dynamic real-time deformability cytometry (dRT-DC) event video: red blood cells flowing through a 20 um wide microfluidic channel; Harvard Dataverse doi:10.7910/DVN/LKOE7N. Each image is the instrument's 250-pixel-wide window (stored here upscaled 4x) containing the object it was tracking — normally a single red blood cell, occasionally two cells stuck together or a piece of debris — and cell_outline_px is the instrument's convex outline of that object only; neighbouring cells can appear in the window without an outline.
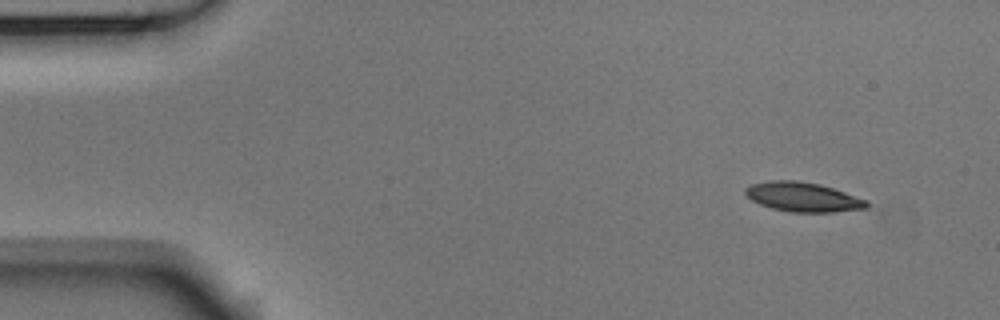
{"species": "Egyptian fruit bat (a non-hibernating species)", "species_latin": "Rousettus aegyptiacus", "temperature_condition": "room temperature", "stored_images_in_passage": 50, "camera_frame_rate_fps": 3000, "um_per_image_px": 0.085, "animal": {"sex": "male"}, "frame": {"image": 1, "passage_image": 1, "time_ms": 0.0, "image_size_px": [1000, 320], "cell_outline_px": [[868, 208], [832, 212], [792, 212], [772, 208], [760, 204], [752, 200], [744, 192], [744, 188], [752, 184], [768, 180], [796, 180], [820, 184], [868, 200]], "centroid_in_image_um": [68.24, 16.74], "position_along_channel_um": 16.8, "area_um2": 20.75}}
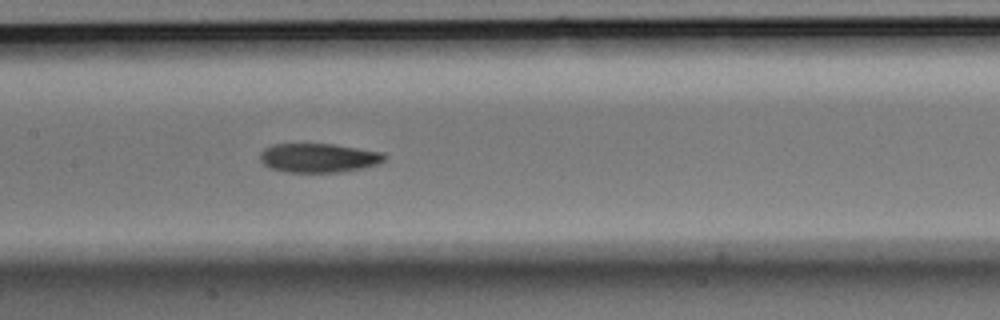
{"frame": {"image": 2, "passage_image": 22, "time_ms": 7.0, "image_size_px": [1000, 320], "cell_outline_px": [[388, 156], [384, 160], [376, 164], [360, 168], [340, 172], [284, 172], [268, 168], [260, 160], [260, 152], [264, 148], [272, 144], [332, 144], [384, 152]], "centroid_in_image_um": [27.05, 13.42], "position_along_channel_um": 180.4, "area_um2": 21.15}}
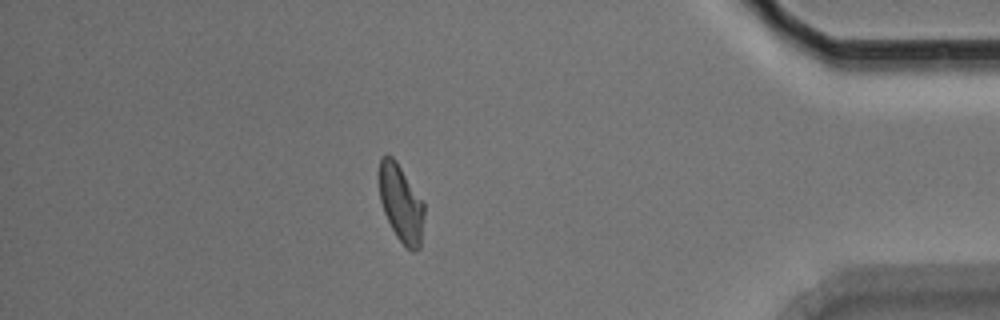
{"frame": {"image": 3, "passage_image": 43, "time_ms": 14.0, "image_size_px": [1000, 320], "cell_outline_px": [[424, 216], [420, 248], [412, 252], [396, 236], [384, 212], [380, 200], [380, 160], [384, 156], [392, 156], [396, 160], [424, 204]], "centroid_in_image_um": [34.1, 17.31], "position_along_channel_um": 401.1, "area_um2": 19.77}, "authors_computed_cell_mechanics": {"area_um2": 20.9814, "velocity_mm_per_s": 3.7201, "shape_relaxation_time_tau1_ms": 4.6615, "shape_relaxation_time_tau2_ms": 4.4339, "deformation_change_tau1": 0.1475, "deformation_change_tau2": 0.1117}}